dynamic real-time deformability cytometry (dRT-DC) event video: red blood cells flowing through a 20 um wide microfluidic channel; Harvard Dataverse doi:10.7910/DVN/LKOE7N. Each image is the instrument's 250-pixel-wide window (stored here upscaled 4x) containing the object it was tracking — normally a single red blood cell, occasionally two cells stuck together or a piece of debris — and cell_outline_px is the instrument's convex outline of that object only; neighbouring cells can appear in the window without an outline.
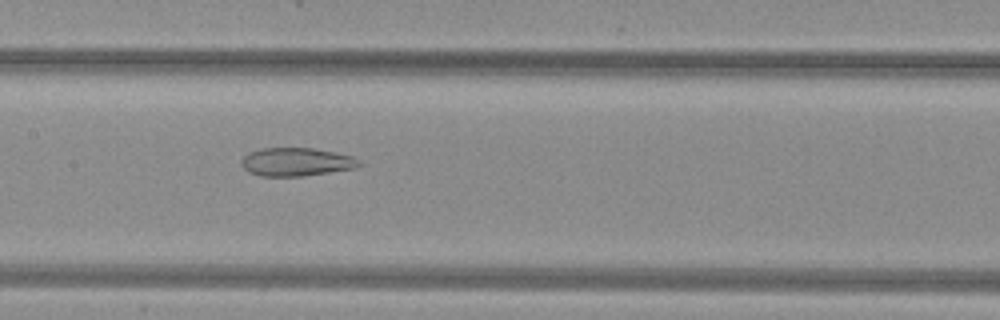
{"species": "common noctule bat (a hibernating species)", "species_latin": "Nyctalus noctula", "temperature_condition": "warm", "stored_images_in_passage": 52, "camera_frame_rate_fps": 3000, "um_per_image_px": 0.085, "animal": {"sex": "female", "body_mass_g": 29.2, "forearm_length_mm": 56.3}, "frame": {"image": 1, "passage_image": 26, "time_ms": 8.333, "image_size_px": [1000, 320], "cell_outline_px": [[364, 164], [356, 168], [304, 176], [260, 176], [248, 172], [240, 164], [240, 160], [248, 152], [264, 148], [312, 148], [336, 152], [352, 156], [360, 160]], "centroid_in_image_um": [25.2, 13.76], "position_along_channel_um": 182.2, "area_um2": 19.65}}
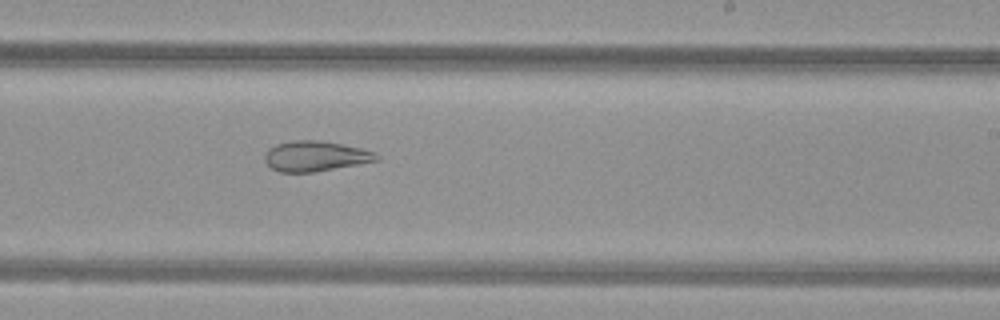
{"frame": {"image": 2, "passage_image": 32, "time_ms": 10.333, "image_size_px": [1000, 320], "cell_outline_px": [[380, 160], [316, 172], [280, 172], [272, 168], [264, 160], [264, 156], [268, 148], [276, 144], [292, 140], [316, 140], [340, 144], [360, 148], [376, 152], [380, 156]], "centroid_in_image_um": [26.81, 13.27], "position_along_channel_um": 262.2, "area_um2": 19.77}}
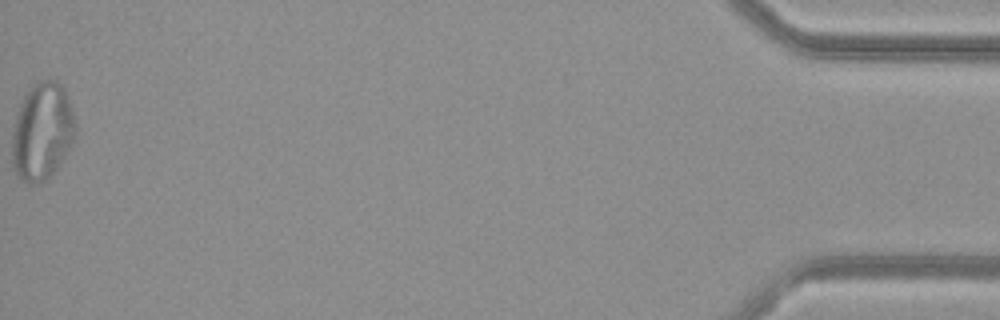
{"frame": {"image": 3, "passage_image": 52, "time_ms": 17.0, "image_size_px": [1000, 320], "cell_outline_px": [[76, 136], [56, 168], [44, 180], [32, 184], [28, 184], [16, 176], [12, 168], [12, 132], [16, 116], [20, 104], [24, 96], [32, 84], [48, 76], [56, 80], [64, 88], [68, 96], [76, 124]], "centroid_in_image_um": [3.57, 11.13], "position_along_channel_um": 431.6, "area_um2": 36.24}, "authors_computed_cell_mechanics": {"area_um2": 28.8422, "velocity_mm_per_s": 4.0179, "shape_relaxation_time_tau1_ms": null, "shape_relaxation_time_tau2_ms": 2.3524, "deformation_change_tau1": null, "deformation_change_tau2": 0.1044}}